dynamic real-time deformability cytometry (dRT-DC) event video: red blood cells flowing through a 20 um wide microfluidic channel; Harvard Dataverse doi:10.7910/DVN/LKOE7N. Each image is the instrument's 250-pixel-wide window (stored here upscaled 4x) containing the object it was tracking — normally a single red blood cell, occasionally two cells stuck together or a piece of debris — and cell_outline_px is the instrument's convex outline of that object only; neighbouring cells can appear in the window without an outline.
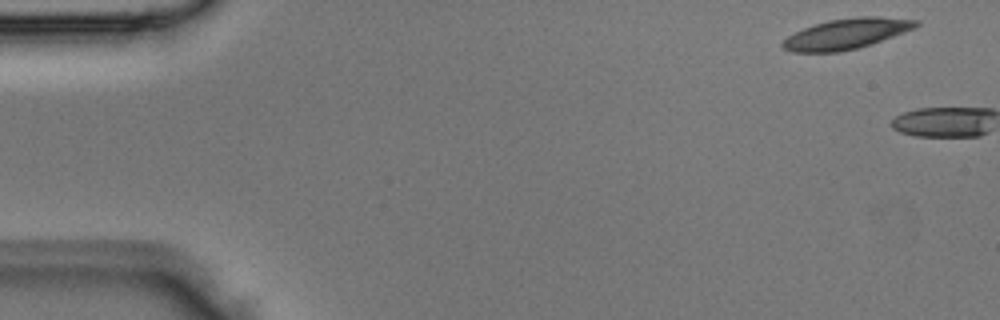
{"species": "Egyptian fruit bat (a non-hibernating species)", "species_latin": "Rousettus aegyptiacus", "temperature_condition": "room temperature", "stored_images_in_passage": 2, "camera_frame_rate_fps": 3000, "um_per_image_px": 0.085, "animal": {"sex": "male"}, "frame": {"image": 1, "passage_image": 1, "time_ms": 0.0, "image_size_px": [1000, 320], "cell_outline_px": [[920, 24], [916, 28], [872, 44], [840, 52], [792, 52], [784, 48], [780, 44], [788, 36], [804, 28], [828, 20], [856, 16], [876, 16], [920, 20]], "centroid_in_image_um": [71.99, 2.86], "position_along_channel_um": 13.0, "area_um2": 23.7}}